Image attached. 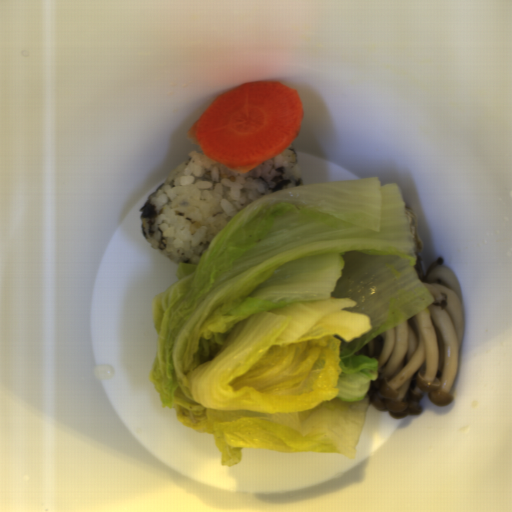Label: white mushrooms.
<instances>
[{"instance_id": "1", "label": "white mushrooms", "mask_w": 512, "mask_h": 512, "mask_svg": "<svg viewBox=\"0 0 512 512\" xmlns=\"http://www.w3.org/2000/svg\"><path fill=\"white\" fill-rule=\"evenodd\" d=\"M415 272L433 297L431 304L407 320L374 336L355 356L377 359L367 405L394 418L422 413L426 394L436 406L451 404L464 343L462 290L455 274L439 258L423 273L421 256Z\"/></svg>"}]
</instances>
